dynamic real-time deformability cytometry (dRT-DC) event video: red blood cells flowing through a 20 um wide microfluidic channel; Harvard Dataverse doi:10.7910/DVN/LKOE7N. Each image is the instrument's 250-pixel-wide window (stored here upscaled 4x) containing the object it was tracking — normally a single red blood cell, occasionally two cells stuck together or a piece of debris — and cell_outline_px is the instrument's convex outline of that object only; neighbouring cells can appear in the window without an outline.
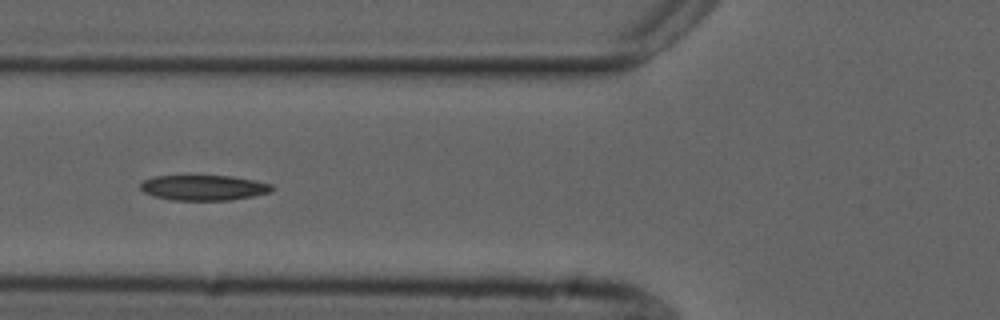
{"species": "common noctule bat (a hibernating species)", "species_latin": "Nyctalus noctula", "temperature_condition": "cold", "stored_images_in_passage": 19, "camera_frame_rate_fps": 3000, "um_per_image_px": 0.085, "animal": {"sex": "male", "forearm_length_mm": 52.5}, "frame": {"image": 1, "passage_image": 6, "time_ms": 1.667, "image_size_px": [1000, 320], "cell_outline_px": [[276, 188], [272, 192], [232, 200], [172, 200], [156, 196], [144, 192], [140, 188], [140, 184], [144, 180], [156, 176], [232, 176], [256, 180], [272, 184]], "centroid_in_image_um": [17.38, 15.95], "position_along_channel_um": 108.4, "area_um2": 19.42}}
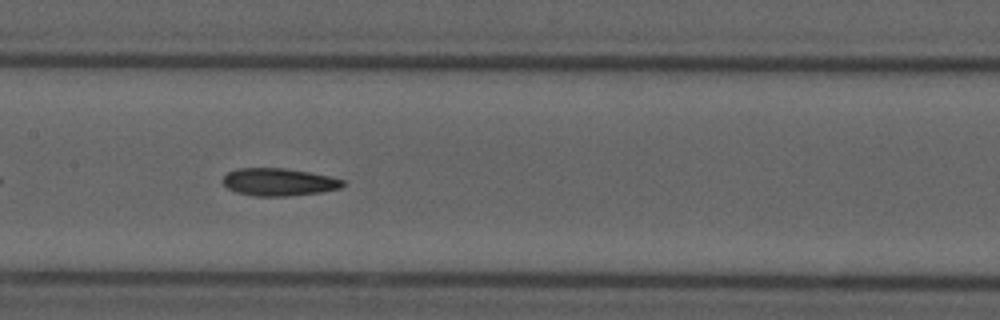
{"frame": {"image": 2, "passage_image": 12, "time_ms": 3.667, "image_size_px": [1000, 320], "cell_outline_px": [[344, 184], [340, 188], [320, 192], [288, 196], [256, 196], [236, 192], [228, 188], [220, 180], [228, 172], [236, 168], [284, 168], [308, 172], [328, 176], [344, 180]], "centroid_in_image_um": [23.65, 15.47], "position_along_channel_um": 183.7, "area_um2": 19.19}}
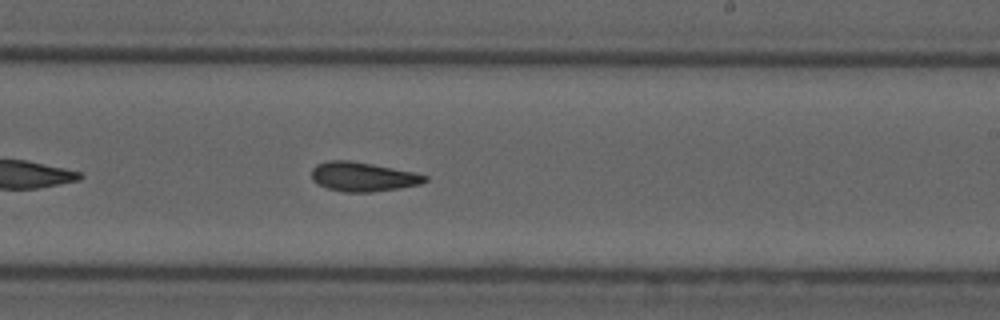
{"frame": {"image": 3, "passage_image": 18, "time_ms": 5.667, "image_size_px": [1000, 320], "cell_outline_px": [[428, 180], [420, 184], [400, 188], [372, 192], [344, 192], [328, 188], [316, 184], [312, 180], [312, 168], [316, 164], [328, 160], [348, 160], [372, 164], [412, 172], [428, 176]], "centroid_in_image_um": [30.81, 15.02], "position_along_channel_um": 258.2, "area_um2": 19.31}}